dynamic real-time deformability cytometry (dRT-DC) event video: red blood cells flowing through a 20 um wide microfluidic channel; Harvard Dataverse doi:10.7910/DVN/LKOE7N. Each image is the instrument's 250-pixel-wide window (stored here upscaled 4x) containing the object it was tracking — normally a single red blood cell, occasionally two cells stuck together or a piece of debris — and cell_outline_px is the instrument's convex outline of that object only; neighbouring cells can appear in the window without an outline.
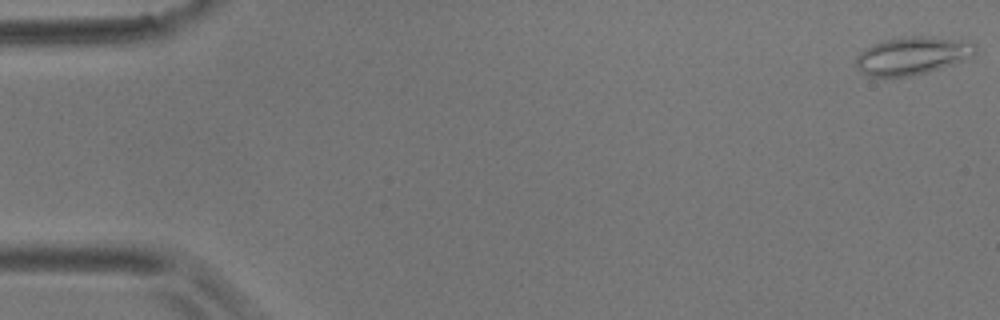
{"species": "common noctule bat (a hibernating species)", "species_latin": "Nyctalus noctula", "temperature_condition": "room temperature", "stored_images_in_passage": 55, "camera_frame_rate_fps": 3000, "um_per_image_px": 0.085, "animal": {"sex": "male", "body_mass_g": 17.9}, "frame": {"image": 1, "passage_image": 1, "time_ms": 0.0, "image_size_px": [1000, 320], "cell_outline_px": [[976, 52], [972, 56], [952, 64], [940, 68], [912, 76], [876, 80], [860, 72], [856, 64], [856, 56], [864, 48], [888, 40], [912, 36], [928, 36], [972, 40], [976, 44]], "centroid_in_image_um": [77.54, 4.77], "position_along_channel_um": 7.5, "area_um2": 26.88}}
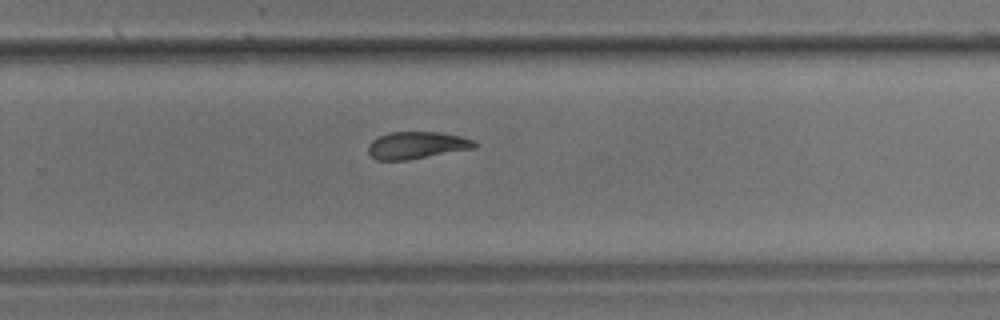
{"frame": {"image": 2, "passage_image": 36, "time_ms": 11.667, "image_size_px": [1000, 320], "cell_outline_px": [[476, 148], [408, 160], [376, 160], [368, 152], [368, 144], [372, 140], [388, 132], [440, 132], [460, 136], [472, 140], [476, 144]], "centroid_in_image_um": [35.4, 12.35], "position_along_channel_um": 294.4, "area_um2": 16.82}}
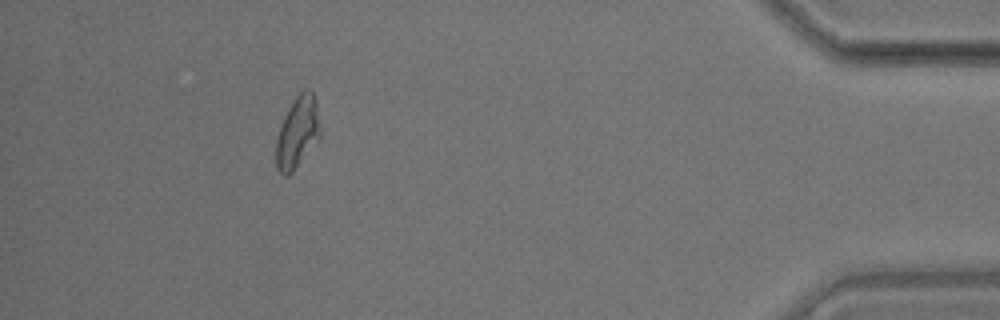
{"frame": {"image": 3, "passage_image": 50, "time_ms": 16.333, "image_size_px": [1000, 320], "cell_outline_px": [[320, 136], [292, 172], [288, 176], [284, 176], [276, 168], [276, 140], [284, 116], [292, 100], [304, 88], [312, 88], [316, 100], [320, 128]], "centroid_in_image_um": [25.28, 11.2], "position_along_channel_um": 409.9, "area_um2": 18.32}, "authors_computed_cell_mechanics": {"area_um2": 18.4382, "velocity_mm_per_s": 3.6597, "shape_relaxation_time_tau1_ms": null, "shape_relaxation_time_tau2_ms": 5.3318, "deformation_change_tau1": null, "deformation_change_tau2": 0.1364}}